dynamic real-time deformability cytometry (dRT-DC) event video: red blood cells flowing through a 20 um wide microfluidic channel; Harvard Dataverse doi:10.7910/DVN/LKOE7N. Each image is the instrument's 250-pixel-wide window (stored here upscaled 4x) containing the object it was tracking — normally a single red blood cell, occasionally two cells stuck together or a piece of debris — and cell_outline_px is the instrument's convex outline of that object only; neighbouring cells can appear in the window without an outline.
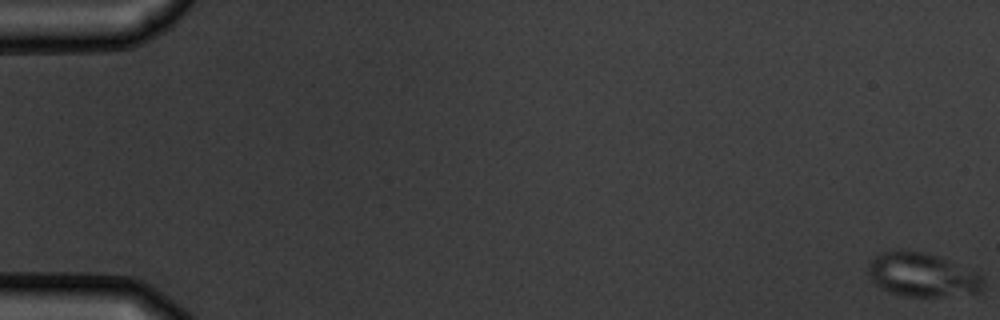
{"species": "common noctule bat (a hibernating species)", "species_latin": "Nyctalus noctula", "temperature_condition": "warm", "stored_images_in_passage": 6, "camera_frame_rate_fps": 3000, "um_per_image_px": 0.085, "animal": {"sex": "male", "body_mass_g": 19.5, "forearm_length_mm": 54.6}, "frame": {"image": 1, "passage_image": 1, "time_ms": 0.0, "image_size_px": [1000, 320], "cell_outline_px": [[984, 288], [980, 292], [936, 296], [904, 296], [880, 288], [868, 276], [868, 264], [880, 252], [920, 252], [936, 256], [976, 272], [984, 276]], "centroid_in_image_um": [78.4, 23.39], "position_along_channel_um": 6.6, "area_um2": 28.67}}